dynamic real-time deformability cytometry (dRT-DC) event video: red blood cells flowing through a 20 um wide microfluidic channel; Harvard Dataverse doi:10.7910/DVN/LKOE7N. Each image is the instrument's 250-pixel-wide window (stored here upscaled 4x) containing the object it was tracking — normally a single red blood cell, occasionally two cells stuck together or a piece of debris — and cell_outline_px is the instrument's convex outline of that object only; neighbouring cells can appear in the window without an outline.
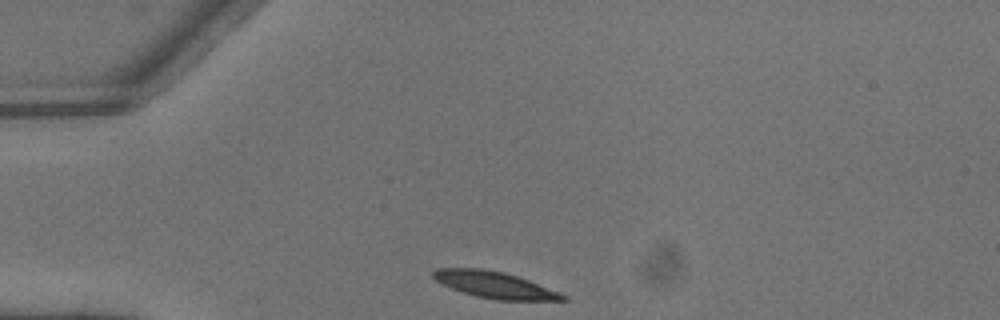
{"species": "common noctule bat (a hibernating species)", "species_latin": "Nyctalus noctula", "temperature_condition": "warm", "stored_images_in_passage": 4, "camera_frame_rate_fps": 3000, "um_per_image_px": 0.085, "animal": {"sex": "male", "body_mass_g": 13.3}, "frame": {"image": 1, "passage_image": 1, "time_ms": 0.0, "image_size_px": [1000, 320], "cell_outline_px": [[568, 300], [496, 300], [476, 296], [452, 288], [436, 280], [432, 276], [432, 272], [436, 268], [480, 268], [504, 272], [528, 280], [560, 292], [568, 296]], "centroid_in_image_um": [42.06, 24.21], "position_along_channel_um": 42.9, "area_um2": 19.83}}
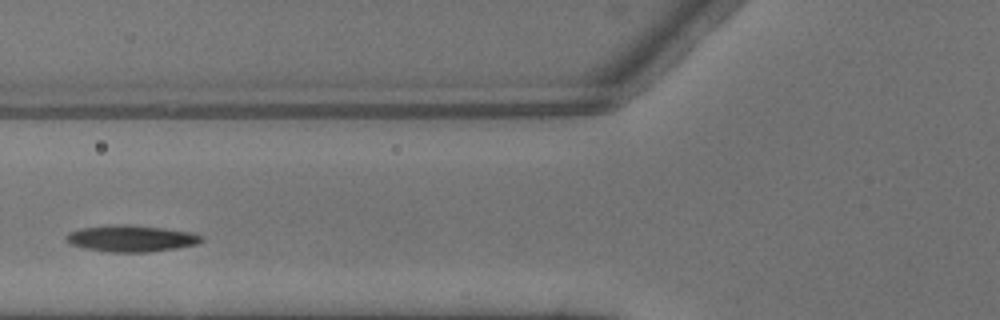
{"frame": {"image": 2, "passage_image": 3, "time_ms": 0.667, "image_size_px": [1000, 320], "cell_outline_px": [[204, 240], [196, 244], [176, 248], [148, 252], [112, 252], [84, 248], [72, 244], [64, 240], [64, 236], [68, 232], [80, 228], [108, 224], [128, 224], [164, 228], [192, 232], [204, 236]], "centroid_in_image_um": [11.13, 20.25], "position_along_channel_um": 114.7, "area_um2": 21.15}}
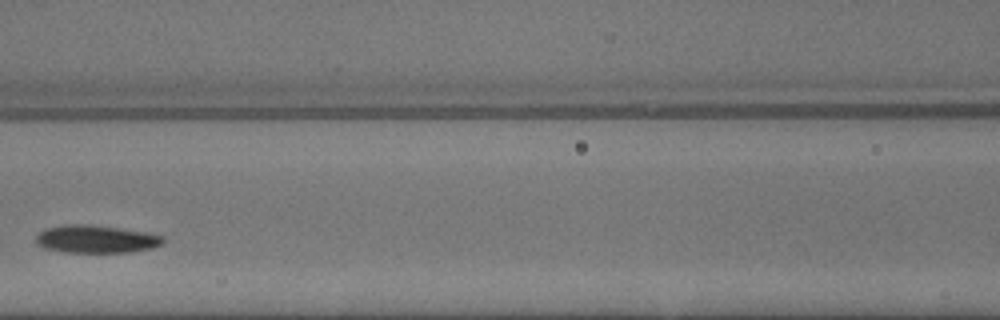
{"frame": {"image": 3, "passage_image": 4, "time_ms": 1.0, "image_size_px": [1000, 320], "cell_outline_px": [[164, 244], [152, 248], [128, 252], [64, 252], [44, 248], [36, 244], [36, 236], [44, 228], [64, 224], [92, 224], [144, 232], [164, 236]], "centroid_in_image_um": [8.14, 20.31], "position_along_channel_um": 158.5, "area_um2": 20.69}}